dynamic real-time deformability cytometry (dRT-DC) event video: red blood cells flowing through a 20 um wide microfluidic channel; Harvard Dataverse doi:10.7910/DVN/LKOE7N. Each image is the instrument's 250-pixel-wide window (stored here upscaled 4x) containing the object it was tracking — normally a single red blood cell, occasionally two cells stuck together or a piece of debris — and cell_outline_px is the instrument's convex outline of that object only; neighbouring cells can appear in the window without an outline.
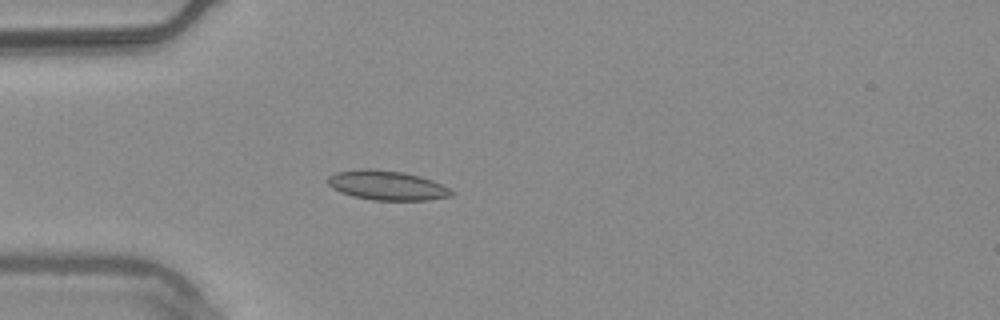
{"species": "common noctule bat (a hibernating species)", "species_latin": "Nyctalus noctula", "temperature_condition": "warm", "stored_images_in_passage": 40, "camera_frame_rate_fps": 3000, "um_per_image_px": 0.085, "animal": {"sex": "male", "body_mass_g": 20.4}, "frame": {"image": 1, "passage_image": 2, "time_ms": 0.333, "image_size_px": [1000, 320], "cell_outline_px": [[456, 192], [452, 196], [428, 200], [372, 200], [352, 196], [340, 192], [332, 188], [328, 184], [328, 176], [336, 172], [360, 168], [368, 168], [404, 172], [420, 176], [432, 180]], "centroid_in_image_um": [32.88, 15.75], "position_along_channel_um": 52.1, "area_um2": 21.39}}
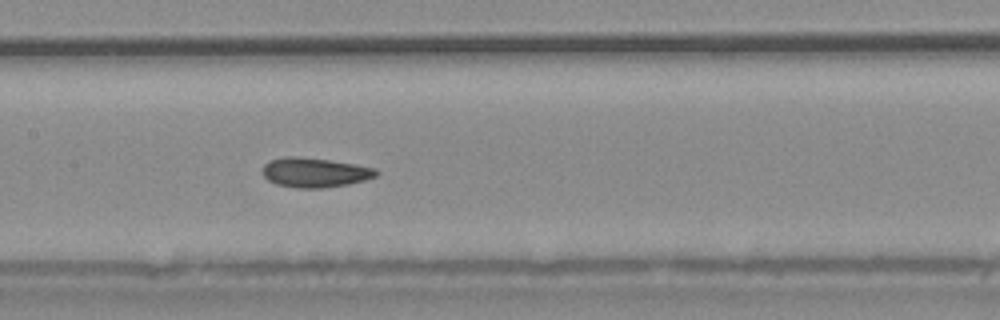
{"frame": {"image": 2, "passage_image": 13, "time_ms": 4.0, "image_size_px": [1000, 320], "cell_outline_px": [[380, 172], [376, 176], [364, 180], [348, 184], [320, 188], [296, 188], [276, 184], [268, 180], [264, 176], [264, 164], [272, 160], [284, 156], [296, 156], [328, 160], [376, 168]], "centroid_in_image_um": [26.76, 14.66], "position_along_channel_um": 180.6, "area_um2": 19.36}}
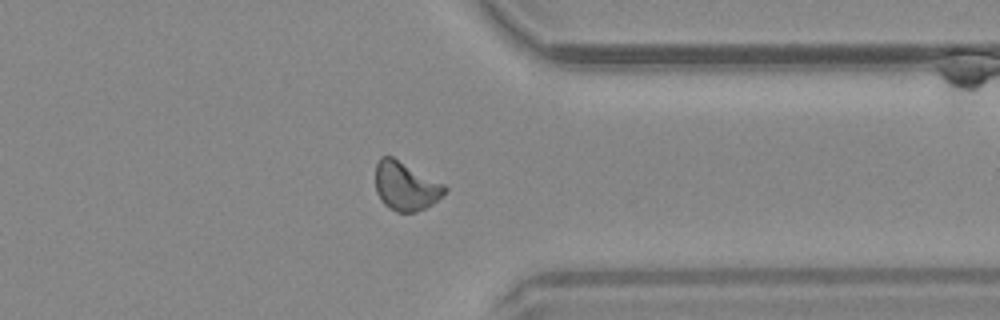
{"frame": {"image": 3, "passage_image": 29, "time_ms": 9.333, "image_size_px": [1000, 320], "cell_outline_px": [[448, 188], [432, 204], [424, 208], [412, 212], [396, 212], [388, 208], [380, 200], [376, 192], [376, 164], [380, 156], [392, 156], [444, 184]], "centroid_in_image_um": [34.44, 15.82], "position_along_channel_um": 377.0, "area_um2": 19.48}, "authors_computed_cell_mechanics": {"area_um2": 19.1896, "velocity_mm_per_s": 3.7538, "shape_relaxation_time_tau1_ms": null, "shape_relaxation_time_tau2_ms": 2.306, "deformation_change_tau1": null, "deformation_change_tau2": 0.0627}}